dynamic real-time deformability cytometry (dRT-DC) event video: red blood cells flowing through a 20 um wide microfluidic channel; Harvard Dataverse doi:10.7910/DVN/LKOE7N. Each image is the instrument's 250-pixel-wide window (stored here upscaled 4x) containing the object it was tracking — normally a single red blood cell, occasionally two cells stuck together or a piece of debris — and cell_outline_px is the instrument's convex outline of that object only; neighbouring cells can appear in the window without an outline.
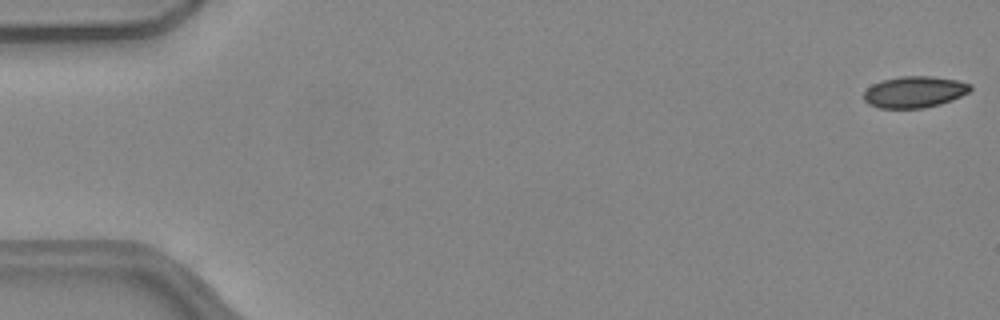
{"species": "common noctule bat (a hibernating species)", "species_latin": "Nyctalus noctula", "temperature_condition": "warm", "stored_images_in_passage": 12, "camera_frame_rate_fps": 3000, "um_per_image_px": 0.085, "animal": {"sex": "female", "body_mass_g": 24.6, "forearm_length_mm": 56.2}, "frame": {"image": 1, "passage_image": 1, "time_ms": 0.0, "image_size_px": [1000, 320], "cell_outline_px": [[972, 88], [968, 92], [952, 100], [940, 104], [924, 108], [880, 108], [868, 104], [864, 100], [864, 92], [872, 84], [884, 80], [900, 76], [932, 76], [956, 80], [972, 84]], "centroid_in_image_um": [77.73, 7.81], "position_along_channel_um": 7.3, "area_um2": 19.48}}